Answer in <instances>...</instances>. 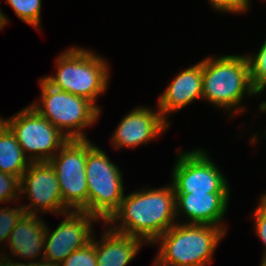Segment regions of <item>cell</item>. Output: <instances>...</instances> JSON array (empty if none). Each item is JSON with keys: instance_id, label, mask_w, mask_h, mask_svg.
I'll return each mask as SVG.
<instances>
[{"instance_id": "obj_21", "label": "cell", "mask_w": 266, "mask_h": 266, "mask_svg": "<svg viewBox=\"0 0 266 266\" xmlns=\"http://www.w3.org/2000/svg\"><path fill=\"white\" fill-rule=\"evenodd\" d=\"M60 266H97L95 253V239L92 237L90 243L85 247L72 252Z\"/></svg>"}, {"instance_id": "obj_15", "label": "cell", "mask_w": 266, "mask_h": 266, "mask_svg": "<svg viewBox=\"0 0 266 266\" xmlns=\"http://www.w3.org/2000/svg\"><path fill=\"white\" fill-rule=\"evenodd\" d=\"M45 230L46 222L38 215L25 213L20 218L7 243L15 258L29 260L27 263L17 261V265L31 264V260L38 257L44 259Z\"/></svg>"}, {"instance_id": "obj_6", "label": "cell", "mask_w": 266, "mask_h": 266, "mask_svg": "<svg viewBox=\"0 0 266 266\" xmlns=\"http://www.w3.org/2000/svg\"><path fill=\"white\" fill-rule=\"evenodd\" d=\"M88 213L106 222L124 198L123 175L105 152L87 138L85 168Z\"/></svg>"}, {"instance_id": "obj_25", "label": "cell", "mask_w": 266, "mask_h": 266, "mask_svg": "<svg viewBox=\"0 0 266 266\" xmlns=\"http://www.w3.org/2000/svg\"><path fill=\"white\" fill-rule=\"evenodd\" d=\"M4 252L1 251V254H0V266H16V262H12L11 261V258L9 256L8 258V255L7 256L5 254H3Z\"/></svg>"}, {"instance_id": "obj_30", "label": "cell", "mask_w": 266, "mask_h": 266, "mask_svg": "<svg viewBox=\"0 0 266 266\" xmlns=\"http://www.w3.org/2000/svg\"><path fill=\"white\" fill-rule=\"evenodd\" d=\"M260 266H266V262H261Z\"/></svg>"}, {"instance_id": "obj_13", "label": "cell", "mask_w": 266, "mask_h": 266, "mask_svg": "<svg viewBox=\"0 0 266 266\" xmlns=\"http://www.w3.org/2000/svg\"><path fill=\"white\" fill-rule=\"evenodd\" d=\"M175 196L176 219L183 214L186 223L217 226L227 231L221 221L227 212L230 193H175Z\"/></svg>"}, {"instance_id": "obj_18", "label": "cell", "mask_w": 266, "mask_h": 266, "mask_svg": "<svg viewBox=\"0 0 266 266\" xmlns=\"http://www.w3.org/2000/svg\"><path fill=\"white\" fill-rule=\"evenodd\" d=\"M246 56L249 62L252 86L260 94L266 88V39L258 52Z\"/></svg>"}, {"instance_id": "obj_11", "label": "cell", "mask_w": 266, "mask_h": 266, "mask_svg": "<svg viewBox=\"0 0 266 266\" xmlns=\"http://www.w3.org/2000/svg\"><path fill=\"white\" fill-rule=\"evenodd\" d=\"M54 231L46 226L44 259L61 264L72 252L91 242L92 223L99 219L85 211H69Z\"/></svg>"}, {"instance_id": "obj_4", "label": "cell", "mask_w": 266, "mask_h": 266, "mask_svg": "<svg viewBox=\"0 0 266 266\" xmlns=\"http://www.w3.org/2000/svg\"><path fill=\"white\" fill-rule=\"evenodd\" d=\"M182 223L176 222L154 241L160 242L157 257L174 266L213 263V254L226 231L217 226Z\"/></svg>"}, {"instance_id": "obj_16", "label": "cell", "mask_w": 266, "mask_h": 266, "mask_svg": "<svg viewBox=\"0 0 266 266\" xmlns=\"http://www.w3.org/2000/svg\"><path fill=\"white\" fill-rule=\"evenodd\" d=\"M107 227L99 242L95 241L97 266H126L135 258L145 242Z\"/></svg>"}, {"instance_id": "obj_22", "label": "cell", "mask_w": 266, "mask_h": 266, "mask_svg": "<svg viewBox=\"0 0 266 266\" xmlns=\"http://www.w3.org/2000/svg\"><path fill=\"white\" fill-rule=\"evenodd\" d=\"M17 193L20 194V178L0 171V203L18 202Z\"/></svg>"}, {"instance_id": "obj_26", "label": "cell", "mask_w": 266, "mask_h": 266, "mask_svg": "<svg viewBox=\"0 0 266 266\" xmlns=\"http://www.w3.org/2000/svg\"><path fill=\"white\" fill-rule=\"evenodd\" d=\"M28 266H60L57 263H52L46 259H41L40 261L33 262L31 264H28Z\"/></svg>"}, {"instance_id": "obj_19", "label": "cell", "mask_w": 266, "mask_h": 266, "mask_svg": "<svg viewBox=\"0 0 266 266\" xmlns=\"http://www.w3.org/2000/svg\"><path fill=\"white\" fill-rule=\"evenodd\" d=\"M6 2L19 19L38 30L40 29L41 0H6Z\"/></svg>"}, {"instance_id": "obj_10", "label": "cell", "mask_w": 266, "mask_h": 266, "mask_svg": "<svg viewBox=\"0 0 266 266\" xmlns=\"http://www.w3.org/2000/svg\"><path fill=\"white\" fill-rule=\"evenodd\" d=\"M27 194L31 201L22 205L26 214L51 212L57 216L69 212L64 204L55 169L49 161L32 162L20 178V196Z\"/></svg>"}, {"instance_id": "obj_28", "label": "cell", "mask_w": 266, "mask_h": 266, "mask_svg": "<svg viewBox=\"0 0 266 266\" xmlns=\"http://www.w3.org/2000/svg\"><path fill=\"white\" fill-rule=\"evenodd\" d=\"M153 263H154L153 266H174V265L163 262L157 256L155 257Z\"/></svg>"}, {"instance_id": "obj_29", "label": "cell", "mask_w": 266, "mask_h": 266, "mask_svg": "<svg viewBox=\"0 0 266 266\" xmlns=\"http://www.w3.org/2000/svg\"><path fill=\"white\" fill-rule=\"evenodd\" d=\"M260 198L266 201V192Z\"/></svg>"}, {"instance_id": "obj_9", "label": "cell", "mask_w": 266, "mask_h": 266, "mask_svg": "<svg viewBox=\"0 0 266 266\" xmlns=\"http://www.w3.org/2000/svg\"><path fill=\"white\" fill-rule=\"evenodd\" d=\"M172 169L175 193H230L226 177L206 150L180 152Z\"/></svg>"}, {"instance_id": "obj_14", "label": "cell", "mask_w": 266, "mask_h": 266, "mask_svg": "<svg viewBox=\"0 0 266 266\" xmlns=\"http://www.w3.org/2000/svg\"><path fill=\"white\" fill-rule=\"evenodd\" d=\"M202 83L203 59L180 72L160 95L157 106L162 117L168 122L167 115L203 98Z\"/></svg>"}, {"instance_id": "obj_3", "label": "cell", "mask_w": 266, "mask_h": 266, "mask_svg": "<svg viewBox=\"0 0 266 266\" xmlns=\"http://www.w3.org/2000/svg\"><path fill=\"white\" fill-rule=\"evenodd\" d=\"M56 75L42 77L52 87L95 102L108 87L109 64L90 50L71 47L56 59Z\"/></svg>"}, {"instance_id": "obj_20", "label": "cell", "mask_w": 266, "mask_h": 266, "mask_svg": "<svg viewBox=\"0 0 266 266\" xmlns=\"http://www.w3.org/2000/svg\"><path fill=\"white\" fill-rule=\"evenodd\" d=\"M25 214L23 206L0 207V243L8 241L11 231L17 225V222Z\"/></svg>"}, {"instance_id": "obj_23", "label": "cell", "mask_w": 266, "mask_h": 266, "mask_svg": "<svg viewBox=\"0 0 266 266\" xmlns=\"http://www.w3.org/2000/svg\"><path fill=\"white\" fill-rule=\"evenodd\" d=\"M255 231L259 239L265 245L262 262H266V201L260 198L257 209L254 211Z\"/></svg>"}, {"instance_id": "obj_2", "label": "cell", "mask_w": 266, "mask_h": 266, "mask_svg": "<svg viewBox=\"0 0 266 266\" xmlns=\"http://www.w3.org/2000/svg\"><path fill=\"white\" fill-rule=\"evenodd\" d=\"M203 100L233 114L245 111L243 97L258 95L251 79L246 55H222L203 59ZM233 108L235 110H233Z\"/></svg>"}, {"instance_id": "obj_12", "label": "cell", "mask_w": 266, "mask_h": 266, "mask_svg": "<svg viewBox=\"0 0 266 266\" xmlns=\"http://www.w3.org/2000/svg\"><path fill=\"white\" fill-rule=\"evenodd\" d=\"M168 127L169 122L162 117L159 110L154 111L145 106L134 108L119 122L111 137V143L116 150L146 145Z\"/></svg>"}, {"instance_id": "obj_27", "label": "cell", "mask_w": 266, "mask_h": 266, "mask_svg": "<svg viewBox=\"0 0 266 266\" xmlns=\"http://www.w3.org/2000/svg\"><path fill=\"white\" fill-rule=\"evenodd\" d=\"M9 23V19L5 16V14L0 9V29H3Z\"/></svg>"}, {"instance_id": "obj_24", "label": "cell", "mask_w": 266, "mask_h": 266, "mask_svg": "<svg viewBox=\"0 0 266 266\" xmlns=\"http://www.w3.org/2000/svg\"><path fill=\"white\" fill-rule=\"evenodd\" d=\"M209 2L215 10L223 13H244L249 8L247 0H209Z\"/></svg>"}, {"instance_id": "obj_8", "label": "cell", "mask_w": 266, "mask_h": 266, "mask_svg": "<svg viewBox=\"0 0 266 266\" xmlns=\"http://www.w3.org/2000/svg\"><path fill=\"white\" fill-rule=\"evenodd\" d=\"M86 159L87 139H69L49 160L57 175L62 200L71 211L88 213Z\"/></svg>"}, {"instance_id": "obj_7", "label": "cell", "mask_w": 266, "mask_h": 266, "mask_svg": "<svg viewBox=\"0 0 266 266\" xmlns=\"http://www.w3.org/2000/svg\"><path fill=\"white\" fill-rule=\"evenodd\" d=\"M2 121L31 162L49 161L69 140L31 105Z\"/></svg>"}, {"instance_id": "obj_17", "label": "cell", "mask_w": 266, "mask_h": 266, "mask_svg": "<svg viewBox=\"0 0 266 266\" xmlns=\"http://www.w3.org/2000/svg\"><path fill=\"white\" fill-rule=\"evenodd\" d=\"M31 163L14 133L2 121L0 123V171L21 178Z\"/></svg>"}, {"instance_id": "obj_1", "label": "cell", "mask_w": 266, "mask_h": 266, "mask_svg": "<svg viewBox=\"0 0 266 266\" xmlns=\"http://www.w3.org/2000/svg\"><path fill=\"white\" fill-rule=\"evenodd\" d=\"M175 222H178L176 196L170 184L155 189L147 187L125 195L105 224L114 231L132 235L153 245Z\"/></svg>"}, {"instance_id": "obj_5", "label": "cell", "mask_w": 266, "mask_h": 266, "mask_svg": "<svg viewBox=\"0 0 266 266\" xmlns=\"http://www.w3.org/2000/svg\"><path fill=\"white\" fill-rule=\"evenodd\" d=\"M41 100L31 106L68 139H87L84 128L94 125L100 110L88 99L56 89L39 79Z\"/></svg>"}]
</instances>
